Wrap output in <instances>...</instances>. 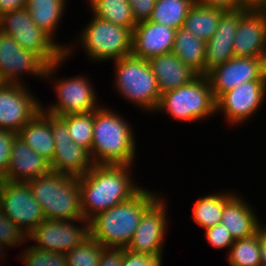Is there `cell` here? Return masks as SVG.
I'll return each instance as SVG.
<instances>
[{"mask_svg":"<svg viewBox=\"0 0 266 266\" xmlns=\"http://www.w3.org/2000/svg\"><path fill=\"white\" fill-rule=\"evenodd\" d=\"M131 167L94 164L86 174L79 176L81 210L85 220L129 200L141 189L132 178Z\"/></svg>","mask_w":266,"mask_h":266,"instance_id":"obj_1","label":"cell"},{"mask_svg":"<svg viewBox=\"0 0 266 266\" xmlns=\"http://www.w3.org/2000/svg\"><path fill=\"white\" fill-rule=\"evenodd\" d=\"M124 248L104 247L99 266H122Z\"/></svg>","mask_w":266,"mask_h":266,"instance_id":"obj_40","label":"cell"},{"mask_svg":"<svg viewBox=\"0 0 266 266\" xmlns=\"http://www.w3.org/2000/svg\"><path fill=\"white\" fill-rule=\"evenodd\" d=\"M240 21V10L226 11L213 37L206 42L205 75L212 68L234 57V37Z\"/></svg>","mask_w":266,"mask_h":266,"instance_id":"obj_21","label":"cell"},{"mask_svg":"<svg viewBox=\"0 0 266 266\" xmlns=\"http://www.w3.org/2000/svg\"><path fill=\"white\" fill-rule=\"evenodd\" d=\"M6 84L7 82L4 80V77L0 74V89Z\"/></svg>","mask_w":266,"mask_h":266,"instance_id":"obj_46","label":"cell"},{"mask_svg":"<svg viewBox=\"0 0 266 266\" xmlns=\"http://www.w3.org/2000/svg\"><path fill=\"white\" fill-rule=\"evenodd\" d=\"M79 34V42L89 59L115 61L132 54L133 31L96 16Z\"/></svg>","mask_w":266,"mask_h":266,"instance_id":"obj_8","label":"cell"},{"mask_svg":"<svg viewBox=\"0 0 266 266\" xmlns=\"http://www.w3.org/2000/svg\"><path fill=\"white\" fill-rule=\"evenodd\" d=\"M158 111L180 122L195 123L214 116L216 99L206 75H198L190 83L162 93L155 112Z\"/></svg>","mask_w":266,"mask_h":266,"instance_id":"obj_5","label":"cell"},{"mask_svg":"<svg viewBox=\"0 0 266 266\" xmlns=\"http://www.w3.org/2000/svg\"><path fill=\"white\" fill-rule=\"evenodd\" d=\"M80 223L82 224L79 225ZM88 237H90L88 220L44 219L28 235V240L35 241L33 246L40 250L66 254L72 248L80 246Z\"/></svg>","mask_w":266,"mask_h":266,"instance_id":"obj_10","label":"cell"},{"mask_svg":"<svg viewBox=\"0 0 266 266\" xmlns=\"http://www.w3.org/2000/svg\"><path fill=\"white\" fill-rule=\"evenodd\" d=\"M7 248H9V247H7L5 244L0 243V258L5 254L4 250L5 249L8 250Z\"/></svg>","mask_w":266,"mask_h":266,"instance_id":"obj_45","label":"cell"},{"mask_svg":"<svg viewBox=\"0 0 266 266\" xmlns=\"http://www.w3.org/2000/svg\"><path fill=\"white\" fill-rule=\"evenodd\" d=\"M25 144L40 156L52 162L55 144L51 130V114L42 109L18 132Z\"/></svg>","mask_w":266,"mask_h":266,"instance_id":"obj_24","label":"cell"},{"mask_svg":"<svg viewBox=\"0 0 266 266\" xmlns=\"http://www.w3.org/2000/svg\"><path fill=\"white\" fill-rule=\"evenodd\" d=\"M266 7V0H237V10L261 11Z\"/></svg>","mask_w":266,"mask_h":266,"instance_id":"obj_42","label":"cell"},{"mask_svg":"<svg viewBox=\"0 0 266 266\" xmlns=\"http://www.w3.org/2000/svg\"><path fill=\"white\" fill-rule=\"evenodd\" d=\"M104 247L96 240L88 237L80 246L68 251L66 261L68 266H99Z\"/></svg>","mask_w":266,"mask_h":266,"instance_id":"obj_33","label":"cell"},{"mask_svg":"<svg viewBox=\"0 0 266 266\" xmlns=\"http://www.w3.org/2000/svg\"><path fill=\"white\" fill-rule=\"evenodd\" d=\"M227 253L231 266H261L260 229L251 237L234 240Z\"/></svg>","mask_w":266,"mask_h":266,"instance_id":"obj_31","label":"cell"},{"mask_svg":"<svg viewBox=\"0 0 266 266\" xmlns=\"http://www.w3.org/2000/svg\"><path fill=\"white\" fill-rule=\"evenodd\" d=\"M197 2L215 8H220L225 11L237 10V0H196Z\"/></svg>","mask_w":266,"mask_h":266,"instance_id":"obj_41","label":"cell"},{"mask_svg":"<svg viewBox=\"0 0 266 266\" xmlns=\"http://www.w3.org/2000/svg\"><path fill=\"white\" fill-rule=\"evenodd\" d=\"M0 31L14 38L23 49L37 54L47 65H51L65 55L70 57L74 51L72 45L68 47L65 44H58L48 33L40 29L33 22L26 8L2 14Z\"/></svg>","mask_w":266,"mask_h":266,"instance_id":"obj_7","label":"cell"},{"mask_svg":"<svg viewBox=\"0 0 266 266\" xmlns=\"http://www.w3.org/2000/svg\"><path fill=\"white\" fill-rule=\"evenodd\" d=\"M158 197L143 187L129 200L96 214L89 220L90 237L103 247L127 248L142 214Z\"/></svg>","mask_w":266,"mask_h":266,"instance_id":"obj_2","label":"cell"},{"mask_svg":"<svg viewBox=\"0 0 266 266\" xmlns=\"http://www.w3.org/2000/svg\"><path fill=\"white\" fill-rule=\"evenodd\" d=\"M206 42L184 27L176 30L172 52L198 75H205Z\"/></svg>","mask_w":266,"mask_h":266,"instance_id":"obj_25","label":"cell"},{"mask_svg":"<svg viewBox=\"0 0 266 266\" xmlns=\"http://www.w3.org/2000/svg\"><path fill=\"white\" fill-rule=\"evenodd\" d=\"M27 0H0V16L6 12L26 8Z\"/></svg>","mask_w":266,"mask_h":266,"instance_id":"obj_43","label":"cell"},{"mask_svg":"<svg viewBox=\"0 0 266 266\" xmlns=\"http://www.w3.org/2000/svg\"><path fill=\"white\" fill-rule=\"evenodd\" d=\"M57 102L49 107L42 105V110L54 116L88 113L102 106L98 105L97 94L89 78L77 75L53 81Z\"/></svg>","mask_w":266,"mask_h":266,"instance_id":"obj_12","label":"cell"},{"mask_svg":"<svg viewBox=\"0 0 266 266\" xmlns=\"http://www.w3.org/2000/svg\"><path fill=\"white\" fill-rule=\"evenodd\" d=\"M195 2L196 0H156L149 21L177 30L183 27L184 20Z\"/></svg>","mask_w":266,"mask_h":266,"instance_id":"obj_30","label":"cell"},{"mask_svg":"<svg viewBox=\"0 0 266 266\" xmlns=\"http://www.w3.org/2000/svg\"><path fill=\"white\" fill-rule=\"evenodd\" d=\"M67 0H27L26 9L33 22L54 40L59 22L66 10Z\"/></svg>","mask_w":266,"mask_h":266,"instance_id":"obj_27","label":"cell"},{"mask_svg":"<svg viewBox=\"0 0 266 266\" xmlns=\"http://www.w3.org/2000/svg\"><path fill=\"white\" fill-rule=\"evenodd\" d=\"M204 233H205L204 237H206L205 239L214 248L217 249L228 248L229 252L230 247L234 243V239L230 235L229 231L222 224L210 227L206 229Z\"/></svg>","mask_w":266,"mask_h":266,"instance_id":"obj_36","label":"cell"},{"mask_svg":"<svg viewBox=\"0 0 266 266\" xmlns=\"http://www.w3.org/2000/svg\"><path fill=\"white\" fill-rule=\"evenodd\" d=\"M42 104L25 84L7 83L0 89V129L18 134L39 111Z\"/></svg>","mask_w":266,"mask_h":266,"instance_id":"obj_17","label":"cell"},{"mask_svg":"<svg viewBox=\"0 0 266 266\" xmlns=\"http://www.w3.org/2000/svg\"><path fill=\"white\" fill-rule=\"evenodd\" d=\"M19 256V260L26 266H68L64 253L40 250L33 245L24 249Z\"/></svg>","mask_w":266,"mask_h":266,"instance_id":"obj_34","label":"cell"},{"mask_svg":"<svg viewBox=\"0 0 266 266\" xmlns=\"http://www.w3.org/2000/svg\"><path fill=\"white\" fill-rule=\"evenodd\" d=\"M265 98L266 81H249L223 93L216 100V113L223 112L230 126L240 125L259 111Z\"/></svg>","mask_w":266,"mask_h":266,"instance_id":"obj_16","label":"cell"},{"mask_svg":"<svg viewBox=\"0 0 266 266\" xmlns=\"http://www.w3.org/2000/svg\"><path fill=\"white\" fill-rule=\"evenodd\" d=\"M51 130L55 144L51 170L77 177L86 174L94 165L89 151L72 140L67 124L59 116L51 115Z\"/></svg>","mask_w":266,"mask_h":266,"instance_id":"obj_15","label":"cell"},{"mask_svg":"<svg viewBox=\"0 0 266 266\" xmlns=\"http://www.w3.org/2000/svg\"><path fill=\"white\" fill-rule=\"evenodd\" d=\"M17 136L18 134L12 131L0 129V181L4 180L11 156L12 143Z\"/></svg>","mask_w":266,"mask_h":266,"instance_id":"obj_37","label":"cell"},{"mask_svg":"<svg viewBox=\"0 0 266 266\" xmlns=\"http://www.w3.org/2000/svg\"><path fill=\"white\" fill-rule=\"evenodd\" d=\"M92 15L113 24L133 29L136 22L133 18L128 0H89Z\"/></svg>","mask_w":266,"mask_h":266,"instance_id":"obj_29","label":"cell"},{"mask_svg":"<svg viewBox=\"0 0 266 266\" xmlns=\"http://www.w3.org/2000/svg\"><path fill=\"white\" fill-rule=\"evenodd\" d=\"M51 171L48 160L28 147L20 137L14 139L4 180L29 182Z\"/></svg>","mask_w":266,"mask_h":266,"instance_id":"obj_20","label":"cell"},{"mask_svg":"<svg viewBox=\"0 0 266 266\" xmlns=\"http://www.w3.org/2000/svg\"><path fill=\"white\" fill-rule=\"evenodd\" d=\"M28 235L13 221H11L0 209V243L8 247H20L27 243Z\"/></svg>","mask_w":266,"mask_h":266,"instance_id":"obj_35","label":"cell"},{"mask_svg":"<svg viewBox=\"0 0 266 266\" xmlns=\"http://www.w3.org/2000/svg\"><path fill=\"white\" fill-rule=\"evenodd\" d=\"M162 258L135 253L124 248L122 266H162Z\"/></svg>","mask_w":266,"mask_h":266,"instance_id":"obj_38","label":"cell"},{"mask_svg":"<svg viewBox=\"0 0 266 266\" xmlns=\"http://www.w3.org/2000/svg\"><path fill=\"white\" fill-rule=\"evenodd\" d=\"M176 30L149 20L139 22L133 29L132 55L149 60L172 52Z\"/></svg>","mask_w":266,"mask_h":266,"instance_id":"obj_18","label":"cell"},{"mask_svg":"<svg viewBox=\"0 0 266 266\" xmlns=\"http://www.w3.org/2000/svg\"><path fill=\"white\" fill-rule=\"evenodd\" d=\"M0 209L27 235L45 219L28 182L1 181Z\"/></svg>","mask_w":266,"mask_h":266,"instance_id":"obj_11","label":"cell"},{"mask_svg":"<svg viewBox=\"0 0 266 266\" xmlns=\"http://www.w3.org/2000/svg\"><path fill=\"white\" fill-rule=\"evenodd\" d=\"M127 121L103 105L94 111L93 141L89 152L93 164L133 165L136 136Z\"/></svg>","mask_w":266,"mask_h":266,"instance_id":"obj_3","label":"cell"},{"mask_svg":"<svg viewBox=\"0 0 266 266\" xmlns=\"http://www.w3.org/2000/svg\"><path fill=\"white\" fill-rule=\"evenodd\" d=\"M234 56L266 58V20L261 11L240 10Z\"/></svg>","mask_w":266,"mask_h":266,"instance_id":"obj_19","label":"cell"},{"mask_svg":"<svg viewBox=\"0 0 266 266\" xmlns=\"http://www.w3.org/2000/svg\"><path fill=\"white\" fill-rule=\"evenodd\" d=\"M239 195L236 192L224 205L221 216V224L227 228L234 240L251 237L263 226L255 210Z\"/></svg>","mask_w":266,"mask_h":266,"instance_id":"obj_22","label":"cell"},{"mask_svg":"<svg viewBox=\"0 0 266 266\" xmlns=\"http://www.w3.org/2000/svg\"><path fill=\"white\" fill-rule=\"evenodd\" d=\"M148 62L156 77L161 94L182 87L198 76L173 52L155 56L150 58Z\"/></svg>","mask_w":266,"mask_h":266,"instance_id":"obj_23","label":"cell"},{"mask_svg":"<svg viewBox=\"0 0 266 266\" xmlns=\"http://www.w3.org/2000/svg\"><path fill=\"white\" fill-rule=\"evenodd\" d=\"M28 183L45 219H84L79 177L51 171Z\"/></svg>","mask_w":266,"mask_h":266,"instance_id":"obj_4","label":"cell"},{"mask_svg":"<svg viewBox=\"0 0 266 266\" xmlns=\"http://www.w3.org/2000/svg\"><path fill=\"white\" fill-rule=\"evenodd\" d=\"M65 59L67 60L66 55L47 65L37 54L23 49L14 38L0 31V74L7 83L25 84L21 77L26 73L46 81L51 80Z\"/></svg>","mask_w":266,"mask_h":266,"instance_id":"obj_9","label":"cell"},{"mask_svg":"<svg viewBox=\"0 0 266 266\" xmlns=\"http://www.w3.org/2000/svg\"><path fill=\"white\" fill-rule=\"evenodd\" d=\"M136 23L150 19L156 0H128Z\"/></svg>","mask_w":266,"mask_h":266,"instance_id":"obj_39","label":"cell"},{"mask_svg":"<svg viewBox=\"0 0 266 266\" xmlns=\"http://www.w3.org/2000/svg\"><path fill=\"white\" fill-rule=\"evenodd\" d=\"M115 89L140 109L154 112L160 100V91L156 77L148 60L132 54L114 61Z\"/></svg>","mask_w":266,"mask_h":266,"instance_id":"obj_6","label":"cell"},{"mask_svg":"<svg viewBox=\"0 0 266 266\" xmlns=\"http://www.w3.org/2000/svg\"><path fill=\"white\" fill-rule=\"evenodd\" d=\"M214 98L217 100L240 84L249 81H266V58L236 57L207 72Z\"/></svg>","mask_w":266,"mask_h":266,"instance_id":"obj_13","label":"cell"},{"mask_svg":"<svg viewBox=\"0 0 266 266\" xmlns=\"http://www.w3.org/2000/svg\"><path fill=\"white\" fill-rule=\"evenodd\" d=\"M60 118L67 124L72 140L90 152L93 141L94 111L63 115Z\"/></svg>","mask_w":266,"mask_h":266,"instance_id":"obj_32","label":"cell"},{"mask_svg":"<svg viewBox=\"0 0 266 266\" xmlns=\"http://www.w3.org/2000/svg\"><path fill=\"white\" fill-rule=\"evenodd\" d=\"M225 12L223 9L205 6L196 1L187 14L183 27L198 39L207 42L216 32Z\"/></svg>","mask_w":266,"mask_h":266,"instance_id":"obj_26","label":"cell"},{"mask_svg":"<svg viewBox=\"0 0 266 266\" xmlns=\"http://www.w3.org/2000/svg\"><path fill=\"white\" fill-rule=\"evenodd\" d=\"M235 192H218L206 195L194 202L192 218L195 224L204 230L221 224L224 205L235 195Z\"/></svg>","mask_w":266,"mask_h":266,"instance_id":"obj_28","label":"cell"},{"mask_svg":"<svg viewBox=\"0 0 266 266\" xmlns=\"http://www.w3.org/2000/svg\"><path fill=\"white\" fill-rule=\"evenodd\" d=\"M260 256L261 266H266V225L260 228Z\"/></svg>","mask_w":266,"mask_h":266,"instance_id":"obj_44","label":"cell"},{"mask_svg":"<svg viewBox=\"0 0 266 266\" xmlns=\"http://www.w3.org/2000/svg\"><path fill=\"white\" fill-rule=\"evenodd\" d=\"M262 14L264 15V18L266 20V7H264L262 10H261Z\"/></svg>","mask_w":266,"mask_h":266,"instance_id":"obj_47","label":"cell"},{"mask_svg":"<svg viewBox=\"0 0 266 266\" xmlns=\"http://www.w3.org/2000/svg\"><path fill=\"white\" fill-rule=\"evenodd\" d=\"M159 196L142 214L139 225L126 249L163 258L168 224L167 202Z\"/></svg>","mask_w":266,"mask_h":266,"instance_id":"obj_14","label":"cell"}]
</instances>
